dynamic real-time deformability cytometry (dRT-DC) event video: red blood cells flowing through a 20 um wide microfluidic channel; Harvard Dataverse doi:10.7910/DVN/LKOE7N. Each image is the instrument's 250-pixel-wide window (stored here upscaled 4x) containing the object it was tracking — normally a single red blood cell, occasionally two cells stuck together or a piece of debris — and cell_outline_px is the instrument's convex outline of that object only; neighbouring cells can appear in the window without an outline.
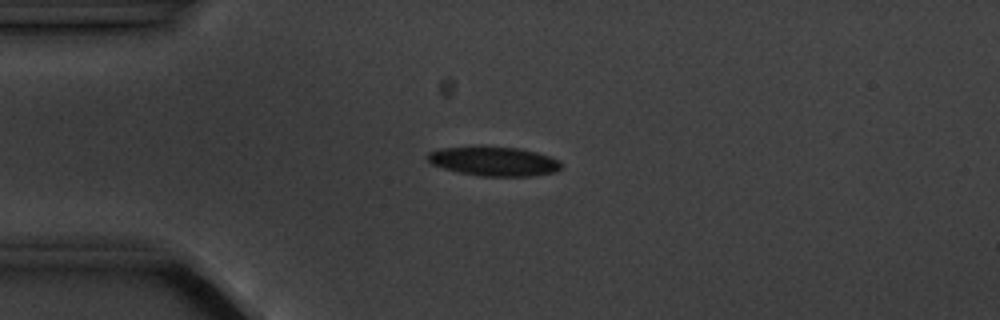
{"species": "common noctule bat (a hibernating species)", "species_latin": "Nyctalus noctula", "temperature_condition": "cold", "stored_images_in_passage": 4, "camera_frame_rate_fps": 3000, "um_per_image_px": 0.085, "animal": {"sex": "male", "body_mass_g": 20.1, "forearm_length_mm": 53.5}, "frame": {"image": 1, "passage_image": 3, "time_ms": 2.333, "image_size_px": [1000, 320], "cell_outline_px": [[560, 168], [556, 172], [532, 176], [480, 176], [460, 172], [444, 168], [432, 164], [424, 156], [428, 152], [440, 148], [520, 148], [536, 152], [560, 160]], "centroid_in_image_um": [41.99, 13.73], "position_along_channel_um": 43.0, "area_um2": 22.25}}